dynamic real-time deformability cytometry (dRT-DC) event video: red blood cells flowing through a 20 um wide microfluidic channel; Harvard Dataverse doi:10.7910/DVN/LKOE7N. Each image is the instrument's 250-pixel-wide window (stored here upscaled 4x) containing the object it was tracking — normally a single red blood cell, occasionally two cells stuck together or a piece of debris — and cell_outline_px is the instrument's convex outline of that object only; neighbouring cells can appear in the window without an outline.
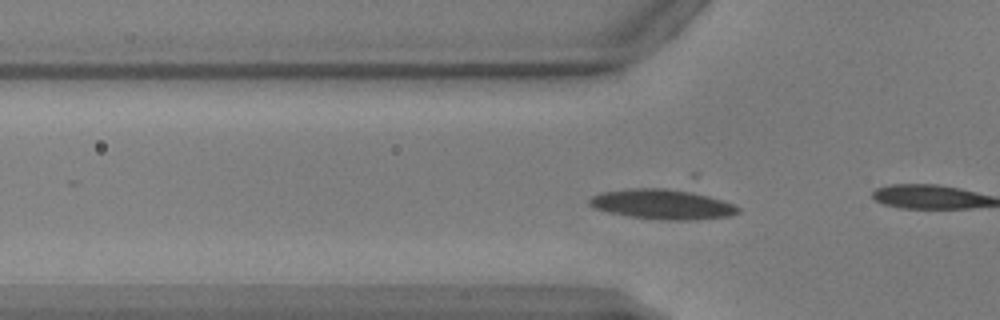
{"species": "common noctule bat (a hibernating species)", "species_latin": "Nyctalus noctula", "temperature_condition": "warm", "stored_images_in_passage": 28, "camera_frame_rate_fps": 3000, "um_per_image_px": 0.085, "animal": {"sex": "male", "body_mass_g": 17.9, "forearm_length_mm": 54.2}, "frame": {"image": 1, "passage_image": 4, "time_ms": 1.0, "image_size_px": [1000, 320], "cell_outline_px": [[740, 212], [728, 216], [692, 220], [660, 220], [628, 216], [608, 212], [596, 208], [588, 204], [588, 200], [592, 196], [600, 192], [632, 188], [688, 188], [724, 200], [740, 208]], "centroid_in_image_um": [56.34, 17.34], "position_along_channel_um": 69.5, "area_um2": 26.59}}
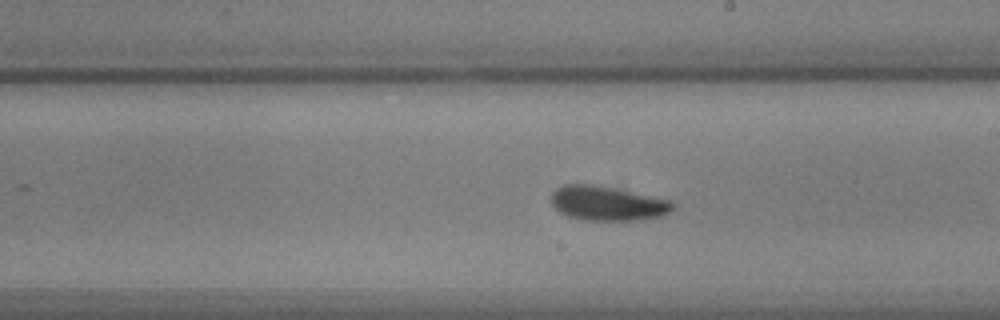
{"frame": {"image": 2, "passage_image": 17, "time_ms": 5.333, "image_size_px": [1000, 320], "cell_outline_px": [[676, 204], [668, 212], [660, 216], [632, 220], [580, 220], [568, 216], [560, 212], [552, 204], [552, 192], [556, 188], [564, 184], [592, 184], [672, 200]], "centroid_in_image_um": [51.6, 17.28], "position_along_channel_um": 237.4, "area_um2": 24.16}}
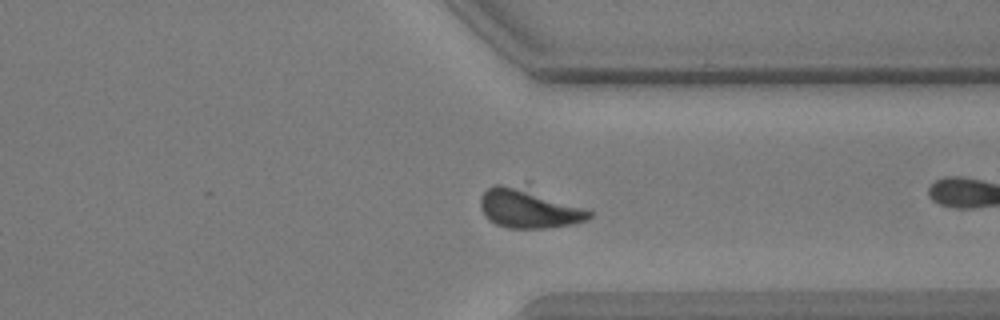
{"frame": {"image": 3, "passage_image": 27, "time_ms": 8.667, "image_size_px": [1000, 320], "cell_outline_px": [[592, 216], [588, 220], [572, 224], [544, 228], [508, 228], [496, 224], [488, 220], [484, 216], [480, 208], [480, 196], [488, 188], [496, 184], [500, 184], [524, 188], [584, 208], [592, 212]], "centroid_in_image_um": [44.9, 17.74], "position_along_channel_um": 366.5, "area_um2": 24.45}}